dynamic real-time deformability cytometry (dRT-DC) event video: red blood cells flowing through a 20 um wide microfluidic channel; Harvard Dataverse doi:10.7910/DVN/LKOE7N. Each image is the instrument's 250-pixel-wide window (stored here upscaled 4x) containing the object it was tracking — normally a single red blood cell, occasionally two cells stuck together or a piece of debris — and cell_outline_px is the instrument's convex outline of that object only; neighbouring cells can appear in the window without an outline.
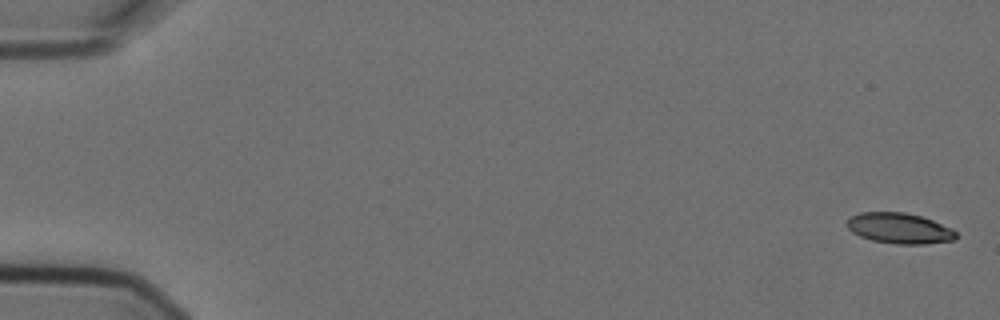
{"species": "Egyptian fruit bat (a non-hibernating species)", "species_latin": "Rousettus aegyptiacus", "temperature_condition": "cold", "stored_images_in_passage": 5, "camera_frame_rate_fps": 3000, "um_per_image_px": 0.085, "animal": {"sex": "female"}, "frame": {"image": 1, "passage_image": 1, "time_ms": 0.0, "image_size_px": [1000, 320], "cell_outline_px": [[956, 240], [924, 244], [896, 244], [872, 240], [860, 236], [852, 232], [848, 228], [848, 220], [852, 216], [860, 212], [904, 212], [920, 216], [932, 220], [952, 228], [956, 232]], "centroid_in_image_um": [76.47, 19.41], "position_along_channel_um": 8.5, "area_um2": 19.36}}
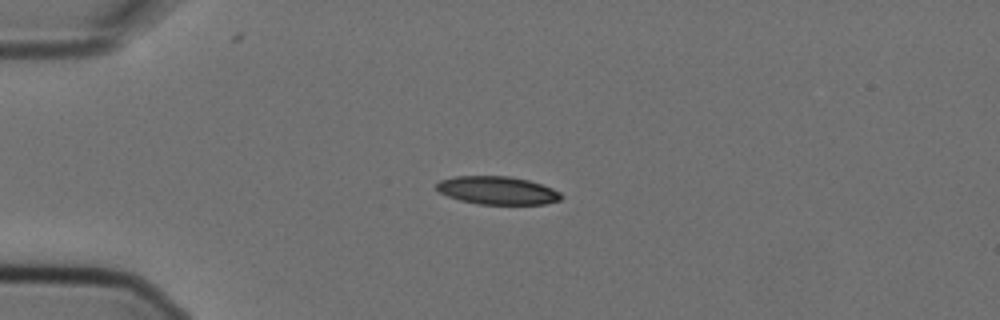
{"frame": {"image": 2, "passage_image": 4, "time_ms": 1.0, "image_size_px": [1000, 320], "cell_outline_px": [[564, 196], [560, 200], [544, 204], [480, 204], [460, 200], [448, 196], [440, 192], [436, 188], [436, 184], [440, 180], [456, 176], [512, 176], [528, 180], [552, 188], [560, 192]], "centroid_in_image_um": [42.29, 16.18], "position_along_channel_um": 42.7, "area_um2": 20.35}}